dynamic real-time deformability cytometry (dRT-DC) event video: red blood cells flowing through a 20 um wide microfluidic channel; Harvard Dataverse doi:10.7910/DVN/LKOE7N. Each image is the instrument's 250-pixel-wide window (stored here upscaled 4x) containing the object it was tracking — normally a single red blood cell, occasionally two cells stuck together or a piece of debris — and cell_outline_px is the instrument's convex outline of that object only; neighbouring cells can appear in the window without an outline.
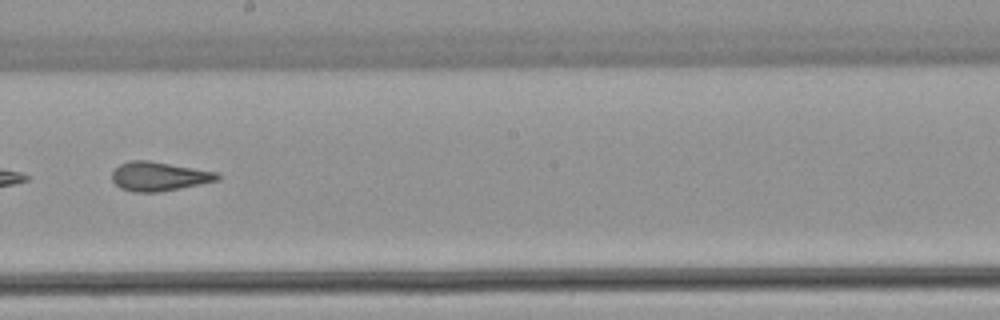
{"species": "common noctule bat (a hibernating species)", "species_latin": "Nyctalus noctula", "temperature_condition": "warm", "stored_images_in_passage": 15, "camera_frame_rate_fps": 3000, "um_per_image_px": 0.085, "animal": {"sex": "female", "body_mass_g": 22.7, "forearm_length_mm": 54.2}, "frame": {"image": 1, "passage_image": 13, "time_ms": 4.0, "image_size_px": [1000, 320], "cell_outline_px": [[220, 180], [160, 192], [132, 192], [120, 188], [112, 180], [112, 172], [120, 164], [132, 160], [148, 160], [216, 172], [220, 176]], "centroid_in_image_um": [13.49, 15.0], "position_along_channel_um": 234.7, "area_um2": 17.74}}